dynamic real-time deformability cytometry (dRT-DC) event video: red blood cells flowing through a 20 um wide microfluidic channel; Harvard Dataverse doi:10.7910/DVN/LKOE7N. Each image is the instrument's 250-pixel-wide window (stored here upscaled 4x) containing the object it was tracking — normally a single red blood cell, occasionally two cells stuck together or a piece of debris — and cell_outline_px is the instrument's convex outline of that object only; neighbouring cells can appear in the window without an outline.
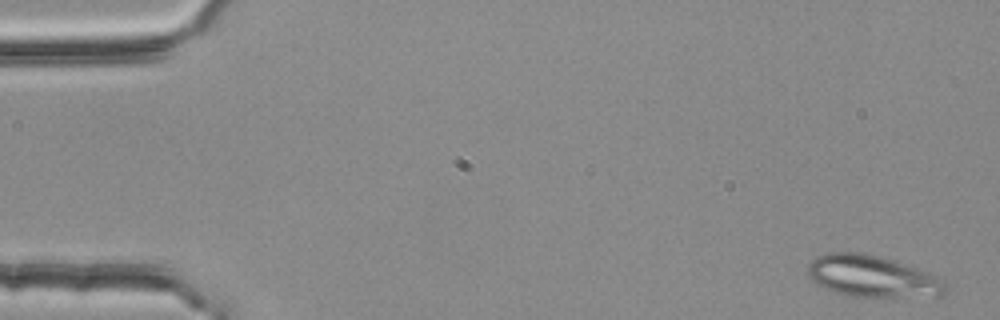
{"species": "common noctule bat (a hibernating species)", "species_latin": "Nyctalus noctula", "temperature_condition": "room temperature", "stored_images_in_passage": 3, "camera_frame_rate_fps": 3000, "um_per_image_px": 0.085, "animal": {"sex": "female", "body_mass_g": 25.1}, "frame": {"image": 1, "passage_image": 1, "time_ms": 0.0, "image_size_px": [1000, 320], "cell_outline_px": [[948, 288], [944, 296], [884, 300], [844, 296], [832, 292], [824, 288], [812, 280], [808, 276], [808, 264], [816, 256], [828, 252], [864, 252], [880, 256], [928, 272], [944, 280]], "centroid_in_image_um": [74.19, 23.56], "position_along_channel_um": 10.8, "area_um2": 35.03}}